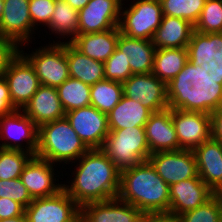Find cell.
Wrapping results in <instances>:
<instances>
[{"mask_svg":"<svg viewBox=\"0 0 222 222\" xmlns=\"http://www.w3.org/2000/svg\"><path fill=\"white\" fill-rule=\"evenodd\" d=\"M67 2L70 6H72L75 10L80 11L82 8H84L90 0H64Z\"/></svg>","mask_w":222,"mask_h":222,"instance_id":"49","label":"cell"},{"mask_svg":"<svg viewBox=\"0 0 222 222\" xmlns=\"http://www.w3.org/2000/svg\"><path fill=\"white\" fill-rule=\"evenodd\" d=\"M194 30L201 33L222 32V0H206Z\"/></svg>","mask_w":222,"mask_h":222,"instance_id":"36","label":"cell"},{"mask_svg":"<svg viewBox=\"0 0 222 222\" xmlns=\"http://www.w3.org/2000/svg\"><path fill=\"white\" fill-rule=\"evenodd\" d=\"M53 165L55 166L48 160L35 155L24 166L20 179L33 199L50 197L63 189V184L55 182L54 175L56 174H54Z\"/></svg>","mask_w":222,"mask_h":222,"instance_id":"17","label":"cell"},{"mask_svg":"<svg viewBox=\"0 0 222 222\" xmlns=\"http://www.w3.org/2000/svg\"><path fill=\"white\" fill-rule=\"evenodd\" d=\"M22 111L39 127L65 117V111L54 87L40 85Z\"/></svg>","mask_w":222,"mask_h":222,"instance_id":"22","label":"cell"},{"mask_svg":"<svg viewBox=\"0 0 222 222\" xmlns=\"http://www.w3.org/2000/svg\"><path fill=\"white\" fill-rule=\"evenodd\" d=\"M121 6L117 0H90L78 11V34L104 32L119 27Z\"/></svg>","mask_w":222,"mask_h":222,"instance_id":"15","label":"cell"},{"mask_svg":"<svg viewBox=\"0 0 222 222\" xmlns=\"http://www.w3.org/2000/svg\"><path fill=\"white\" fill-rule=\"evenodd\" d=\"M32 156L26 151L0 148V179L19 178Z\"/></svg>","mask_w":222,"mask_h":222,"instance_id":"34","label":"cell"},{"mask_svg":"<svg viewBox=\"0 0 222 222\" xmlns=\"http://www.w3.org/2000/svg\"><path fill=\"white\" fill-rule=\"evenodd\" d=\"M47 27L53 33L55 32L54 34L64 36L63 38L71 35L69 41H66L71 42L78 34V11L64 0H56L54 11Z\"/></svg>","mask_w":222,"mask_h":222,"instance_id":"30","label":"cell"},{"mask_svg":"<svg viewBox=\"0 0 222 222\" xmlns=\"http://www.w3.org/2000/svg\"><path fill=\"white\" fill-rule=\"evenodd\" d=\"M138 222H179L178 217L169 212L142 213Z\"/></svg>","mask_w":222,"mask_h":222,"instance_id":"44","label":"cell"},{"mask_svg":"<svg viewBox=\"0 0 222 222\" xmlns=\"http://www.w3.org/2000/svg\"><path fill=\"white\" fill-rule=\"evenodd\" d=\"M153 112L127 96L107 114L109 130L144 127Z\"/></svg>","mask_w":222,"mask_h":222,"instance_id":"26","label":"cell"},{"mask_svg":"<svg viewBox=\"0 0 222 222\" xmlns=\"http://www.w3.org/2000/svg\"><path fill=\"white\" fill-rule=\"evenodd\" d=\"M78 160L75 177L63 190L80 207L117 198L120 171L101 149H89Z\"/></svg>","mask_w":222,"mask_h":222,"instance_id":"1","label":"cell"},{"mask_svg":"<svg viewBox=\"0 0 222 222\" xmlns=\"http://www.w3.org/2000/svg\"><path fill=\"white\" fill-rule=\"evenodd\" d=\"M0 139H4V143L0 144L2 149L26 151L35 156L38 146V126L23 111L21 113V110H15L13 113L0 116ZM21 140H26L25 149L20 143Z\"/></svg>","mask_w":222,"mask_h":222,"instance_id":"10","label":"cell"},{"mask_svg":"<svg viewBox=\"0 0 222 222\" xmlns=\"http://www.w3.org/2000/svg\"><path fill=\"white\" fill-rule=\"evenodd\" d=\"M3 9H4V0H0V19L3 15Z\"/></svg>","mask_w":222,"mask_h":222,"instance_id":"51","label":"cell"},{"mask_svg":"<svg viewBox=\"0 0 222 222\" xmlns=\"http://www.w3.org/2000/svg\"><path fill=\"white\" fill-rule=\"evenodd\" d=\"M209 66L201 67L198 84L182 94H167L170 109L212 114L222 106V79L209 75Z\"/></svg>","mask_w":222,"mask_h":222,"instance_id":"5","label":"cell"},{"mask_svg":"<svg viewBox=\"0 0 222 222\" xmlns=\"http://www.w3.org/2000/svg\"><path fill=\"white\" fill-rule=\"evenodd\" d=\"M206 0H160L163 15L179 17L195 25Z\"/></svg>","mask_w":222,"mask_h":222,"instance_id":"33","label":"cell"},{"mask_svg":"<svg viewBox=\"0 0 222 222\" xmlns=\"http://www.w3.org/2000/svg\"><path fill=\"white\" fill-rule=\"evenodd\" d=\"M117 48L129 56L132 74H147L152 72L155 45L152 40L130 38L120 33Z\"/></svg>","mask_w":222,"mask_h":222,"instance_id":"25","label":"cell"},{"mask_svg":"<svg viewBox=\"0 0 222 222\" xmlns=\"http://www.w3.org/2000/svg\"><path fill=\"white\" fill-rule=\"evenodd\" d=\"M123 85V94L140 103L152 112L169 108L167 84L152 73L133 74Z\"/></svg>","mask_w":222,"mask_h":222,"instance_id":"14","label":"cell"},{"mask_svg":"<svg viewBox=\"0 0 222 222\" xmlns=\"http://www.w3.org/2000/svg\"><path fill=\"white\" fill-rule=\"evenodd\" d=\"M193 84L185 80H171L167 84V94H182L191 90Z\"/></svg>","mask_w":222,"mask_h":222,"instance_id":"46","label":"cell"},{"mask_svg":"<svg viewBox=\"0 0 222 222\" xmlns=\"http://www.w3.org/2000/svg\"><path fill=\"white\" fill-rule=\"evenodd\" d=\"M4 77L16 110H22L41 85L33 66L20 52L9 64Z\"/></svg>","mask_w":222,"mask_h":222,"instance_id":"12","label":"cell"},{"mask_svg":"<svg viewBox=\"0 0 222 222\" xmlns=\"http://www.w3.org/2000/svg\"><path fill=\"white\" fill-rule=\"evenodd\" d=\"M180 149L194 150L212 137L211 115L171 109Z\"/></svg>","mask_w":222,"mask_h":222,"instance_id":"13","label":"cell"},{"mask_svg":"<svg viewBox=\"0 0 222 222\" xmlns=\"http://www.w3.org/2000/svg\"><path fill=\"white\" fill-rule=\"evenodd\" d=\"M89 148L71 127L66 117L44 123L38 127V146L36 156L51 163H74Z\"/></svg>","mask_w":222,"mask_h":222,"instance_id":"3","label":"cell"},{"mask_svg":"<svg viewBox=\"0 0 222 222\" xmlns=\"http://www.w3.org/2000/svg\"><path fill=\"white\" fill-rule=\"evenodd\" d=\"M169 194V213L178 217L205 204L215 192L200 178H190L170 185Z\"/></svg>","mask_w":222,"mask_h":222,"instance_id":"18","label":"cell"},{"mask_svg":"<svg viewBox=\"0 0 222 222\" xmlns=\"http://www.w3.org/2000/svg\"><path fill=\"white\" fill-rule=\"evenodd\" d=\"M0 222H27V218H26V215H25V212H24L20 216H17V217H14V218H9V219H2V220H0Z\"/></svg>","mask_w":222,"mask_h":222,"instance_id":"50","label":"cell"},{"mask_svg":"<svg viewBox=\"0 0 222 222\" xmlns=\"http://www.w3.org/2000/svg\"><path fill=\"white\" fill-rule=\"evenodd\" d=\"M144 128L150 154L180 150L170 108L153 112Z\"/></svg>","mask_w":222,"mask_h":222,"instance_id":"20","label":"cell"},{"mask_svg":"<svg viewBox=\"0 0 222 222\" xmlns=\"http://www.w3.org/2000/svg\"><path fill=\"white\" fill-rule=\"evenodd\" d=\"M101 150L120 172L148 161L151 155L144 127L109 130Z\"/></svg>","mask_w":222,"mask_h":222,"instance_id":"4","label":"cell"},{"mask_svg":"<svg viewBox=\"0 0 222 222\" xmlns=\"http://www.w3.org/2000/svg\"><path fill=\"white\" fill-rule=\"evenodd\" d=\"M29 12V0H4L3 15L0 19V38L9 39L18 45L30 41L34 34Z\"/></svg>","mask_w":222,"mask_h":222,"instance_id":"16","label":"cell"},{"mask_svg":"<svg viewBox=\"0 0 222 222\" xmlns=\"http://www.w3.org/2000/svg\"><path fill=\"white\" fill-rule=\"evenodd\" d=\"M129 56L123 54L118 48L104 62L105 79L125 82L132 74L129 65Z\"/></svg>","mask_w":222,"mask_h":222,"instance_id":"37","label":"cell"},{"mask_svg":"<svg viewBox=\"0 0 222 222\" xmlns=\"http://www.w3.org/2000/svg\"><path fill=\"white\" fill-rule=\"evenodd\" d=\"M194 25L188 20L163 15L160 26L152 39L156 49L186 48L190 41Z\"/></svg>","mask_w":222,"mask_h":222,"instance_id":"24","label":"cell"},{"mask_svg":"<svg viewBox=\"0 0 222 222\" xmlns=\"http://www.w3.org/2000/svg\"><path fill=\"white\" fill-rule=\"evenodd\" d=\"M119 27L92 34H77L70 42L82 54L97 61L105 62L116 50Z\"/></svg>","mask_w":222,"mask_h":222,"instance_id":"23","label":"cell"},{"mask_svg":"<svg viewBox=\"0 0 222 222\" xmlns=\"http://www.w3.org/2000/svg\"><path fill=\"white\" fill-rule=\"evenodd\" d=\"M56 89L65 112L91 105V86L78 79L69 77Z\"/></svg>","mask_w":222,"mask_h":222,"instance_id":"29","label":"cell"},{"mask_svg":"<svg viewBox=\"0 0 222 222\" xmlns=\"http://www.w3.org/2000/svg\"><path fill=\"white\" fill-rule=\"evenodd\" d=\"M117 198L142 213L169 212V185L149 161L120 172Z\"/></svg>","mask_w":222,"mask_h":222,"instance_id":"2","label":"cell"},{"mask_svg":"<svg viewBox=\"0 0 222 222\" xmlns=\"http://www.w3.org/2000/svg\"><path fill=\"white\" fill-rule=\"evenodd\" d=\"M212 57L216 63H222V32L212 33Z\"/></svg>","mask_w":222,"mask_h":222,"instance_id":"47","label":"cell"},{"mask_svg":"<svg viewBox=\"0 0 222 222\" xmlns=\"http://www.w3.org/2000/svg\"><path fill=\"white\" fill-rule=\"evenodd\" d=\"M1 197L10 198L20 203L24 208L33 200L20 177L9 180L0 179V198Z\"/></svg>","mask_w":222,"mask_h":222,"instance_id":"38","label":"cell"},{"mask_svg":"<svg viewBox=\"0 0 222 222\" xmlns=\"http://www.w3.org/2000/svg\"><path fill=\"white\" fill-rule=\"evenodd\" d=\"M209 75H213L216 79H222V63H216L214 59L209 63Z\"/></svg>","mask_w":222,"mask_h":222,"instance_id":"48","label":"cell"},{"mask_svg":"<svg viewBox=\"0 0 222 222\" xmlns=\"http://www.w3.org/2000/svg\"><path fill=\"white\" fill-rule=\"evenodd\" d=\"M148 161L169 186L182 180L200 178L193 150L156 152L150 155Z\"/></svg>","mask_w":222,"mask_h":222,"instance_id":"9","label":"cell"},{"mask_svg":"<svg viewBox=\"0 0 222 222\" xmlns=\"http://www.w3.org/2000/svg\"><path fill=\"white\" fill-rule=\"evenodd\" d=\"M179 222H222V199L214 195L205 204L178 216Z\"/></svg>","mask_w":222,"mask_h":222,"instance_id":"35","label":"cell"},{"mask_svg":"<svg viewBox=\"0 0 222 222\" xmlns=\"http://www.w3.org/2000/svg\"><path fill=\"white\" fill-rule=\"evenodd\" d=\"M187 49L190 63L205 69L214 59L212 57V33L193 30Z\"/></svg>","mask_w":222,"mask_h":222,"instance_id":"32","label":"cell"},{"mask_svg":"<svg viewBox=\"0 0 222 222\" xmlns=\"http://www.w3.org/2000/svg\"><path fill=\"white\" fill-rule=\"evenodd\" d=\"M66 59L70 77L90 86L105 79L104 63L82 54L70 42H66Z\"/></svg>","mask_w":222,"mask_h":222,"instance_id":"27","label":"cell"},{"mask_svg":"<svg viewBox=\"0 0 222 222\" xmlns=\"http://www.w3.org/2000/svg\"><path fill=\"white\" fill-rule=\"evenodd\" d=\"M59 42L53 41L54 44L41 46L31 54L24 53L22 48L20 50V53L33 66L40 83L54 88L70 77L66 59V42Z\"/></svg>","mask_w":222,"mask_h":222,"instance_id":"7","label":"cell"},{"mask_svg":"<svg viewBox=\"0 0 222 222\" xmlns=\"http://www.w3.org/2000/svg\"><path fill=\"white\" fill-rule=\"evenodd\" d=\"M75 222H82L81 216Z\"/></svg>","mask_w":222,"mask_h":222,"instance_id":"53","label":"cell"},{"mask_svg":"<svg viewBox=\"0 0 222 222\" xmlns=\"http://www.w3.org/2000/svg\"><path fill=\"white\" fill-rule=\"evenodd\" d=\"M201 76V66H194L188 61L184 68L172 80H185L192 84H198Z\"/></svg>","mask_w":222,"mask_h":222,"instance_id":"43","label":"cell"},{"mask_svg":"<svg viewBox=\"0 0 222 222\" xmlns=\"http://www.w3.org/2000/svg\"><path fill=\"white\" fill-rule=\"evenodd\" d=\"M123 95L121 82L103 79L91 86V106L108 114L120 102Z\"/></svg>","mask_w":222,"mask_h":222,"instance_id":"31","label":"cell"},{"mask_svg":"<svg viewBox=\"0 0 222 222\" xmlns=\"http://www.w3.org/2000/svg\"><path fill=\"white\" fill-rule=\"evenodd\" d=\"M56 0H29V12L34 26L49 25Z\"/></svg>","mask_w":222,"mask_h":222,"instance_id":"39","label":"cell"},{"mask_svg":"<svg viewBox=\"0 0 222 222\" xmlns=\"http://www.w3.org/2000/svg\"><path fill=\"white\" fill-rule=\"evenodd\" d=\"M121 5H125L124 3H122L123 0H117Z\"/></svg>","mask_w":222,"mask_h":222,"instance_id":"54","label":"cell"},{"mask_svg":"<svg viewBox=\"0 0 222 222\" xmlns=\"http://www.w3.org/2000/svg\"><path fill=\"white\" fill-rule=\"evenodd\" d=\"M65 117L89 149L102 148L109 134L106 113L90 105L66 112Z\"/></svg>","mask_w":222,"mask_h":222,"instance_id":"11","label":"cell"},{"mask_svg":"<svg viewBox=\"0 0 222 222\" xmlns=\"http://www.w3.org/2000/svg\"><path fill=\"white\" fill-rule=\"evenodd\" d=\"M141 215L138 208L118 198L81 207L82 222H138Z\"/></svg>","mask_w":222,"mask_h":222,"instance_id":"19","label":"cell"},{"mask_svg":"<svg viewBox=\"0 0 222 222\" xmlns=\"http://www.w3.org/2000/svg\"><path fill=\"white\" fill-rule=\"evenodd\" d=\"M25 208L18 202L10 198H0V220L14 218L22 215Z\"/></svg>","mask_w":222,"mask_h":222,"instance_id":"41","label":"cell"},{"mask_svg":"<svg viewBox=\"0 0 222 222\" xmlns=\"http://www.w3.org/2000/svg\"><path fill=\"white\" fill-rule=\"evenodd\" d=\"M20 47L14 41L0 38V77H4L9 64L20 52Z\"/></svg>","mask_w":222,"mask_h":222,"instance_id":"40","label":"cell"},{"mask_svg":"<svg viewBox=\"0 0 222 222\" xmlns=\"http://www.w3.org/2000/svg\"><path fill=\"white\" fill-rule=\"evenodd\" d=\"M212 137L222 142V106L211 114Z\"/></svg>","mask_w":222,"mask_h":222,"instance_id":"45","label":"cell"},{"mask_svg":"<svg viewBox=\"0 0 222 222\" xmlns=\"http://www.w3.org/2000/svg\"><path fill=\"white\" fill-rule=\"evenodd\" d=\"M186 48H159L155 50L152 74L168 84L188 62Z\"/></svg>","mask_w":222,"mask_h":222,"instance_id":"28","label":"cell"},{"mask_svg":"<svg viewBox=\"0 0 222 222\" xmlns=\"http://www.w3.org/2000/svg\"><path fill=\"white\" fill-rule=\"evenodd\" d=\"M15 110L5 77H0V116L13 113Z\"/></svg>","mask_w":222,"mask_h":222,"instance_id":"42","label":"cell"},{"mask_svg":"<svg viewBox=\"0 0 222 222\" xmlns=\"http://www.w3.org/2000/svg\"><path fill=\"white\" fill-rule=\"evenodd\" d=\"M222 199V186L215 192Z\"/></svg>","mask_w":222,"mask_h":222,"instance_id":"52","label":"cell"},{"mask_svg":"<svg viewBox=\"0 0 222 222\" xmlns=\"http://www.w3.org/2000/svg\"><path fill=\"white\" fill-rule=\"evenodd\" d=\"M25 215L27 222H75L81 207L62 189L50 197L34 198Z\"/></svg>","mask_w":222,"mask_h":222,"instance_id":"8","label":"cell"},{"mask_svg":"<svg viewBox=\"0 0 222 222\" xmlns=\"http://www.w3.org/2000/svg\"><path fill=\"white\" fill-rule=\"evenodd\" d=\"M133 1L129 9L121 6L120 32L130 38L152 40L163 18L160 0Z\"/></svg>","mask_w":222,"mask_h":222,"instance_id":"6","label":"cell"},{"mask_svg":"<svg viewBox=\"0 0 222 222\" xmlns=\"http://www.w3.org/2000/svg\"><path fill=\"white\" fill-rule=\"evenodd\" d=\"M193 151L200 179L216 192L222 186V142L211 137Z\"/></svg>","mask_w":222,"mask_h":222,"instance_id":"21","label":"cell"}]
</instances>
